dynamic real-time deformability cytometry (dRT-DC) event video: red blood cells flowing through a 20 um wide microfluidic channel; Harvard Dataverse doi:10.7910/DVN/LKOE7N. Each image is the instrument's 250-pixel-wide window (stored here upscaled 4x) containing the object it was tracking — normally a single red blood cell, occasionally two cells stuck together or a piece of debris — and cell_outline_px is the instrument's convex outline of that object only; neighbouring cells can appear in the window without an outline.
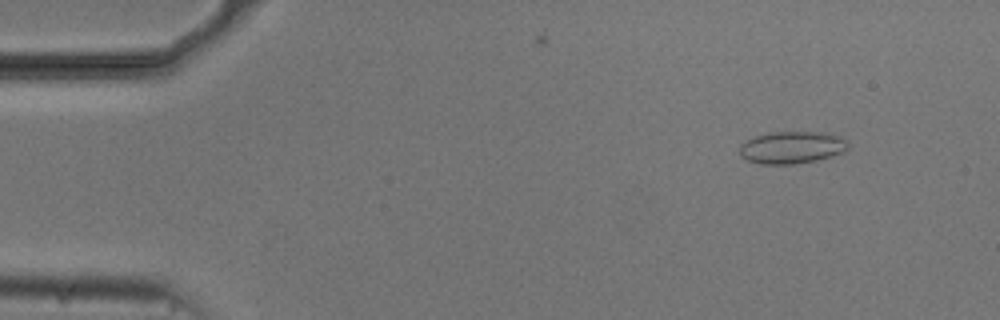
{"species": "common noctule bat (a hibernating species)", "species_latin": "Nyctalus noctula", "temperature_condition": "cold", "stored_images_in_passage": 54, "camera_frame_rate_fps": 3000, "um_per_image_px": 0.085, "animal": {"sex": "male", "body_mass_g": 20.5, "forearm_length_mm": 52.5}, "frame": {"image": 1, "passage_image": 6, "time_ms": 1.667, "image_size_px": [1000, 320], "cell_outline_px": [[848, 148], [844, 152], [832, 156], [816, 160], [796, 164], [760, 164], [748, 160], [740, 156], [740, 144], [744, 140], [756, 136], [772, 132], [820, 132], [840, 136], [848, 140]], "centroid_in_image_um": [67.31, 12.53], "position_along_channel_um": 17.7, "area_um2": 20.52}}
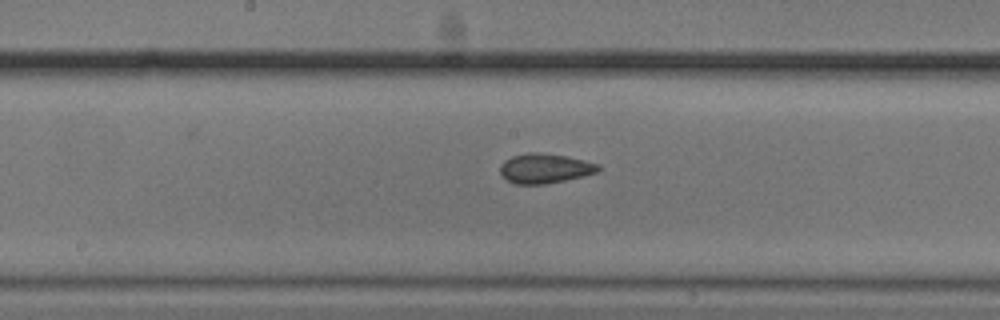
{"frame": {"image": 2, "passage_image": 28, "time_ms": 9.0, "image_size_px": [1000, 320], "cell_outline_px": [[600, 168], [596, 172], [584, 176], [544, 184], [516, 184], [508, 180], [500, 172], [500, 164], [504, 160], [512, 156], [528, 152], [540, 152], [568, 156], [600, 164]], "centroid_in_image_um": [46.31, 14.29], "position_along_channel_um": 201.9, "area_um2": 16.99}}
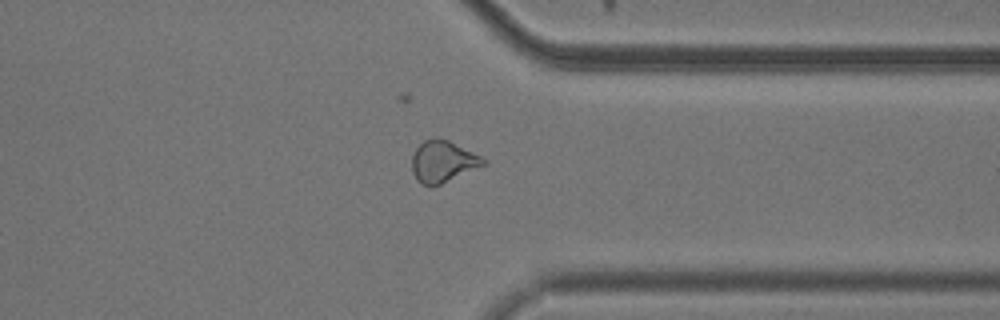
{"frame": {"image": 3, "passage_image": 42, "time_ms": 13.667, "image_size_px": [1000, 320], "cell_outline_px": [[488, 164], [440, 184], [420, 184], [416, 180], [412, 172], [412, 156], [416, 148], [424, 140], [436, 136], [448, 140], [488, 160]], "centroid_in_image_um": [37.65, 13.71], "position_along_channel_um": 373.8, "area_um2": 17.28}, "authors_computed_cell_mechanics": {"area_um2": 17.629, "velocity_mm_per_s": 3.7491, "shape_relaxation_time_tau1_ms": null, "shape_relaxation_time_tau2_ms": 1.3991, "deformation_change_tau1": null, "deformation_change_tau2": 0.0722}}